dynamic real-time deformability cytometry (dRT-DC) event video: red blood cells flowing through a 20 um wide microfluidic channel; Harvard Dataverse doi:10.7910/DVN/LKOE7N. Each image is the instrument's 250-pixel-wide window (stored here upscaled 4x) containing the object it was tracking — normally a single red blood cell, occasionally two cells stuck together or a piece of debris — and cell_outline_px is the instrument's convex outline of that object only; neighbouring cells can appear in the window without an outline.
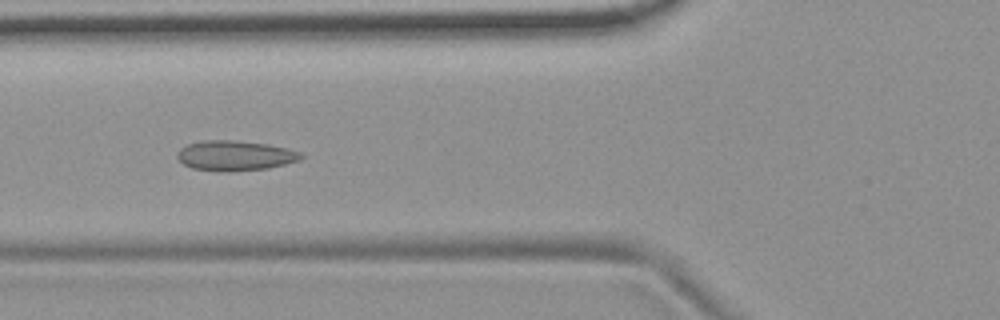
{"species": "common noctule bat (a hibernating species)", "species_latin": "Nyctalus noctula", "temperature_condition": "room temperature", "stored_images_in_passage": 14, "camera_frame_rate_fps": 3000, "um_per_image_px": 0.085, "animal": {"sex": "female", "body_mass_g": 19.9}, "frame": {"image": 1, "passage_image": 5, "time_ms": 5.667, "image_size_px": [1000, 320], "cell_outline_px": [[304, 156], [300, 160], [268, 168], [224, 172], [220, 172], [192, 168], [184, 164], [176, 156], [176, 152], [180, 148], [188, 144], [204, 140], [236, 140], [268, 144], [300, 152]], "centroid_in_image_um": [19.95, 13.23], "position_along_channel_um": 105.9, "area_um2": 21.68}}
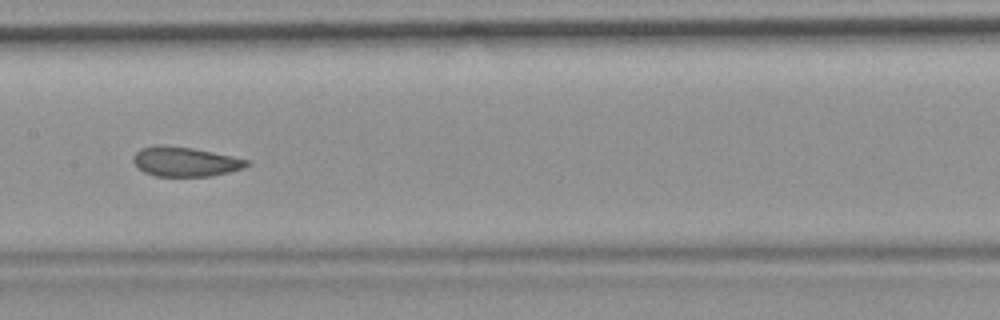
{"frame": {"image": 2, "passage_image": 7, "time_ms": 8.0, "image_size_px": [1000, 320], "cell_outline_px": [[252, 164], [244, 168], [212, 176], [156, 176], [144, 172], [132, 160], [132, 156], [140, 148], [156, 144], [164, 144], [192, 148], [232, 156], [248, 160]], "centroid_in_image_um": [15.73, 13.73], "position_along_channel_um": 191.7, "area_um2": 19.65}}